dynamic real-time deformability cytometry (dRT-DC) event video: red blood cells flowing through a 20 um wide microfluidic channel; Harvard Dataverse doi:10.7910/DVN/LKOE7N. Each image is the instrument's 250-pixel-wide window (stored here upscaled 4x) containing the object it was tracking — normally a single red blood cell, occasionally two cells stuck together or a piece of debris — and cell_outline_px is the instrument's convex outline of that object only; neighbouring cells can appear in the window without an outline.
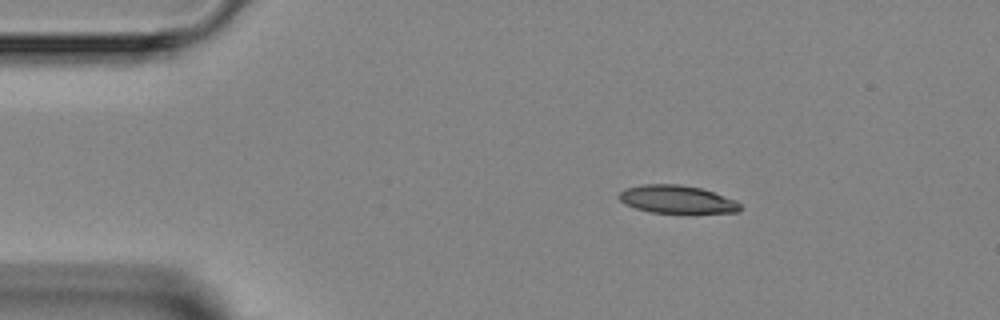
{"species": "Egyptian fruit bat (a non-hibernating species)", "species_latin": "Rousettus aegyptiacus", "temperature_condition": "room temperature", "stored_images_in_passage": 4, "camera_frame_rate_fps": 3000, "um_per_image_px": 0.085, "animal": {"sex": "female"}, "frame": {"image": 1, "passage_image": 1, "time_ms": 0.0, "image_size_px": [1000, 320], "cell_outline_px": [[744, 208], [740, 212], [652, 212], [636, 208], [624, 204], [620, 200], [620, 192], [624, 188], [644, 184], [680, 184], [700, 188], [736, 200]], "centroid_in_image_um": [57.54, 16.93], "position_along_channel_um": 27.5, "area_um2": 19.48}}
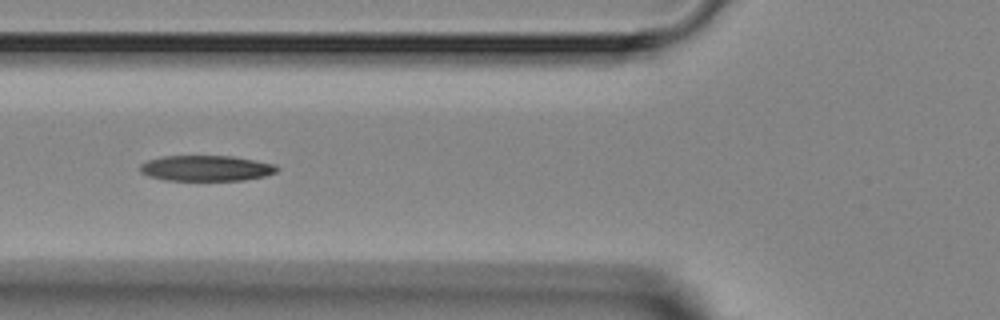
{"frame": {"image": 2, "passage_image": 3, "time_ms": 3.333, "image_size_px": [1000, 320], "cell_outline_px": [[280, 168], [276, 172], [264, 176], [244, 180], [164, 180], [148, 176], [140, 172], [140, 164], [148, 160], [164, 156], [232, 156], [276, 164]], "centroid_in_image_um": [17.53, 14.3], "position_along_channel_um": 108.3, "area_um2": 20.46}}
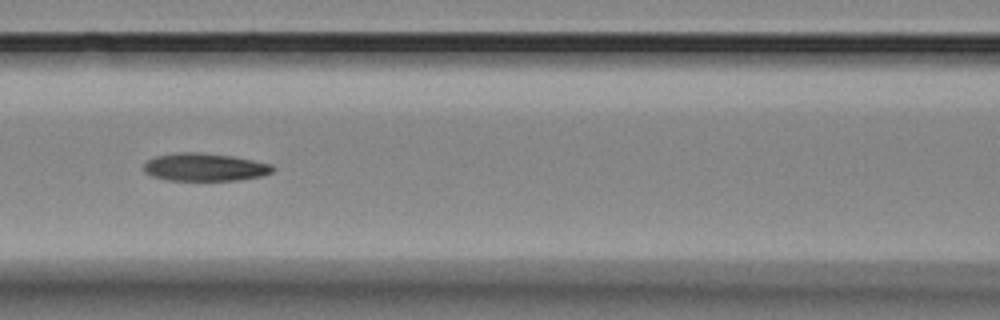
{"frame": {"image": 3, "passage_image": 4, "time_ms": 4.333, "image_size_px": [1000, 320], "cell_outline_px": [[276, 168], [272, 172], [260, 176], [236, 180], [168, 180], [152, 176], [144, 172], [144, 164], [148, 160], [156, 156], [176, 152], [200, 152], [232, 156], [272, 164]], "centroid_in_image_um": [17.39, 14.2], "position_along_channel_um": 149.2, "area_um2": 20.87}}